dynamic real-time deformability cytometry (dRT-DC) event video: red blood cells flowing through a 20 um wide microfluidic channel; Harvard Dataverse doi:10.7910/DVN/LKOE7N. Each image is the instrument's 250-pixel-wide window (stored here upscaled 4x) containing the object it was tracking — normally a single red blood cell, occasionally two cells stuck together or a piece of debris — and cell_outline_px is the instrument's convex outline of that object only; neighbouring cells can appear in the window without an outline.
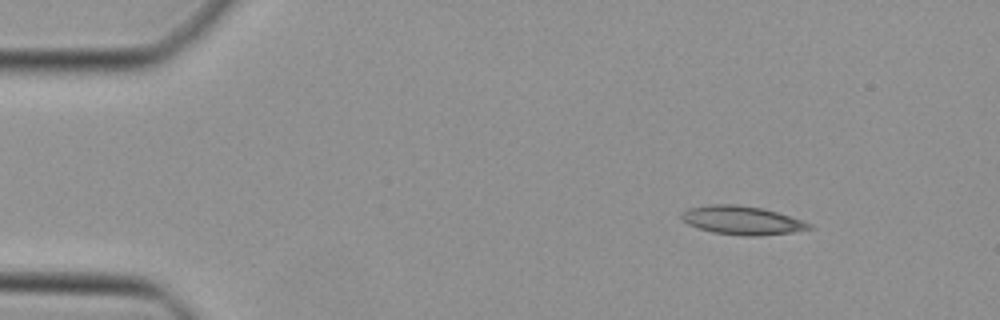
{"species": "Egyptian fruit bat (a non-hibernating species)", "species_latin": "Rousettus aegyptiacus", "temperature_condition": "cold", "stored_images_in_passage": 42, "camera_frame_rate_fps": 3000, "um_per_image_px": 0.085, "animal": {"sex": "female"}, "frame": {"image": 1, "passage_image": 1, "time_ms": 0.0, "image_size_px": [1000, 320], "cell_outline_px": [[816, 228], [792, 232], [760, 236], [744, 236], [712, 232], [688, 224], [680, 216], [688, 208], [708, 204], [736, 204], [764, 208], [804, 220], [812, 224]], "centroid_in_image_um": [63.14, 18.72], "position_along_channel_um": 21.9, "area_um2": 21.44}}
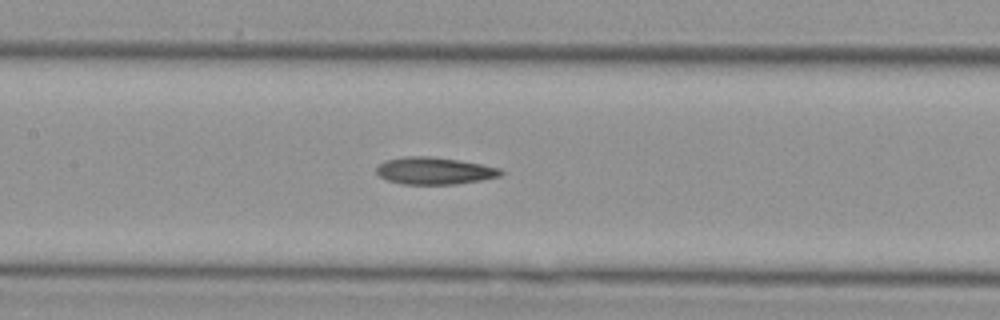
{"frame": {"image": 2, "passage_image": 17, "time_ms": 5.333, "image_size_px": [1000, 320], "cell_outline_px": [[504, 172], [500, 176], [480, 180], [456, 184], [400, 184], [388, 180], [380, 176], [376, 172], [376, 168], [384, 160], [404, 156], [432, 156], [480, 164], [500, 168]], "centroid_in_image_um": [36.89, 14.51], "position_along_channel_um": 170.5, "area_um2": 19.59}}
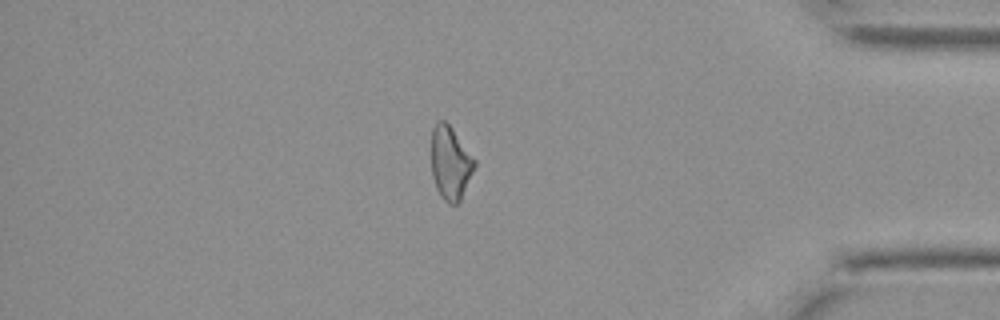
{"frame": {"image": 3, "passage_image": 35, "time_ms": 11.333, "image_size_px": [1000, 320], "cell_outline_px": [[476, 164], [460, 200], [456, 204], [448, 204], [440, 196], [436, 188], [432, 176], [432, 128], [436, 120], [444, 120], [452, 128], [476, 160]], "centroid_in_image_um": [38.27, 13.84], "position_along_channel_um": 396.9, "area_um2": 18.38}}